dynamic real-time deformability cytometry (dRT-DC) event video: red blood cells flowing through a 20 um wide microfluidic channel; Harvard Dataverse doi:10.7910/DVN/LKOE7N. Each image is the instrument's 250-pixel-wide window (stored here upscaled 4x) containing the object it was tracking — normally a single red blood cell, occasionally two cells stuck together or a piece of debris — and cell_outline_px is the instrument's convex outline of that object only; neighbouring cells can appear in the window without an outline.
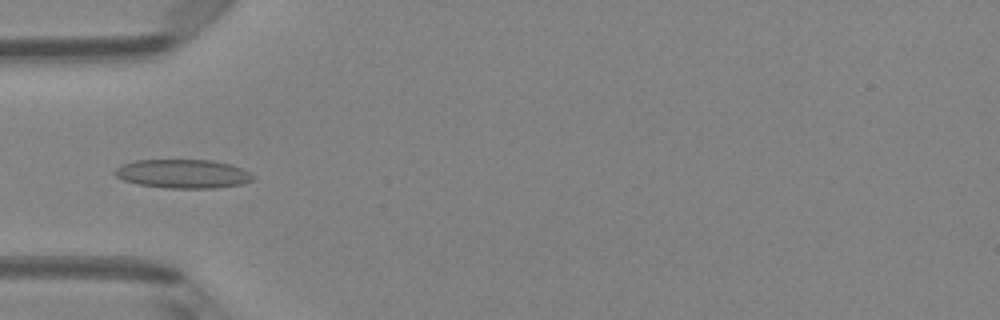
{"species": "Egyptian fruit bat (a non-hibernating species)", "species_latin": "Rousettus aegyptiacus", "temperature_condition": "room temperature", "stored_images_in_passage": 38, "camera_frame_rate_fps": 3000, "um_per_image_px": 0.085, "animal": {"sex": "female"}, "frame": {"image": 1, "passage_image": 4, "time_ms": 1.0, "image_size_px": [1000, 320], "cell_outline_px": [[256, 180], [240, 184], [216, 188], [168, 188], [140, 184], [124, 180], [116, 176], [116, 168], [124, 164], [136, 160], [212, 160], [232, 164], [256, 176]], "centroid_in_image_um": [15.62, 14.77], "position_along_channel_um": 69.4, "area_um2": 23.06}}
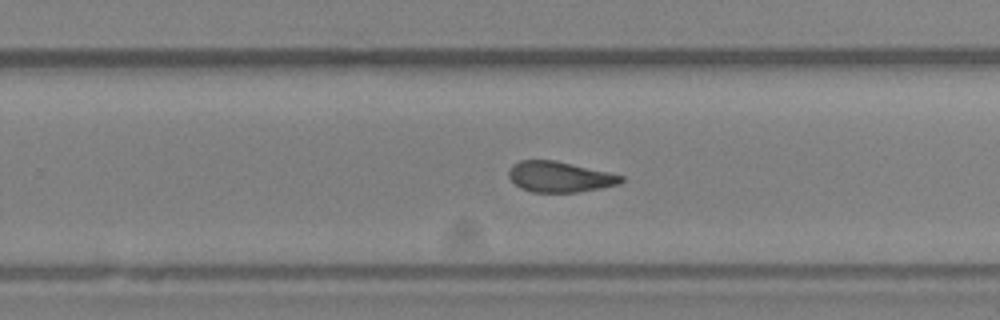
{"frame": {"image": 2, "passage_image": 20, "time_ms": 6.333, "image_size_px": [1000, 320], "cell_outline_px": [[624, 180], [620, 184], [580, 192], [532, 192], [520, 188], [508, 176], [508, 168], [512, 164], [520, 160], [556, 160], [608, 172], [624, 176]], "centroid_in_image_um": [47.56, 15.02], "position_along_channel_um": 282.2, "area_um2": 20.17}}
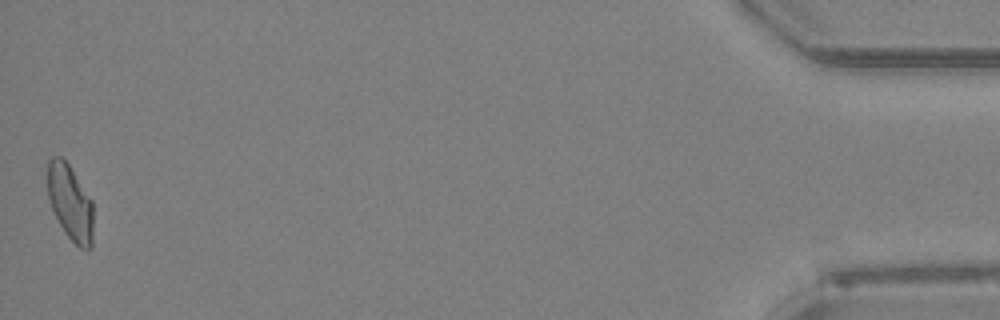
{"frame": {"image": 3, "passage_image": 38, "time_ms": 12.333, "image_size_px": [1000, 320], "cell_outline_px": [[92, 248], [88, 252], [80, 248], [64, 232], [52, 208], [48, 196], [48, 160], [52, 156], [60, 156], [68, 164], [92, 200]], "centroid_in_image_um": [5.98, 17.24], "position_along_channel_um": 429.2, "area_um2": 19.94}, "authors_computed_cell_mechanics": {"area_um2": 20.4901, "velocity_mm_per_s": 3.9981, "shape_relaxation_time_tau1_ms": null, "shape_relaxation_time_tau2_ms": 3.5122, "deformation_change_tau1": null, "deformation_change_tau2": 0.0916}}